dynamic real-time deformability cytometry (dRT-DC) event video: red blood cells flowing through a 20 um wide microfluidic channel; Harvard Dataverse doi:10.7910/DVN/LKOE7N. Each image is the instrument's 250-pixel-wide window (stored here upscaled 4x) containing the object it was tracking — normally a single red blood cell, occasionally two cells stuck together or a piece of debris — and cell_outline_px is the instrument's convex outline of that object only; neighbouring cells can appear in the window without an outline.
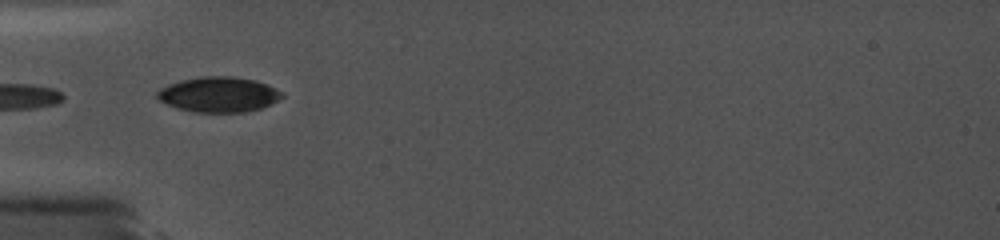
{"species": "common noctule bat (a hibernating species)", "species_latin": "Nyctalus noctula", "temperature_condition": "cold", "stored_images_in_passage": 16, "camera_frame_rate_fps": 5000, "um_per_image_px": 0.085, "animal": {"sex": "female", "body_mass_g": 19.0, "forearm_length_mm": 56.7}, "frame": {"image": 1, "passage_image": 1, "time_ms": 0.0, "image_size_px": [1000, 240], "cell_outline_px": [[284, 96], [260, 108], [244, 112], [192, 112], [168, 104], [160, 100], [156, 96], [156, 92], [160, 88], [168, 84], [180, 80], [204, 76], [232, 76], [256, 80], [268, 84], [284, 92]], "centroid_in_image_um": [18.59, 8.01], "position_along_channel_um": 66.4, "area_um2": 25.55}}
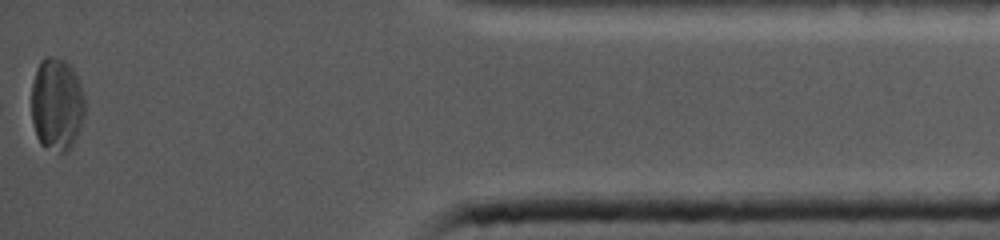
{"frame": {"image": 2, "passage_image": 16, "time_ms": 10.6, "image_size_px": [1000, 240], "cell_outline_px": [[84, 116], [80, 128], [72, 144], [64, 152], [60, 152], [40, 144], [36, 136], [32, 120], [32, 84], [36, 68], [40, 60], [44, 56], [52, 56], [64, 60], [72, 68], [80, 84], [84, 96]], "centroid_in_image_um": [4.81, 8.83], "position_along_channel_um": 430.4, "area_um2": 28.78}, "authors_computed_cell_mechanics": {"area_um2": 17.1377, "velocity_mm_per_s": 3.843, "shape_relaxation_time_tau1_ms": 3.9933, "shape_relaxation_time_tau2_ms": 4.5486, "deformation_change_tau1": 0.1123, "deformation_change_tau2": 0.0554}}